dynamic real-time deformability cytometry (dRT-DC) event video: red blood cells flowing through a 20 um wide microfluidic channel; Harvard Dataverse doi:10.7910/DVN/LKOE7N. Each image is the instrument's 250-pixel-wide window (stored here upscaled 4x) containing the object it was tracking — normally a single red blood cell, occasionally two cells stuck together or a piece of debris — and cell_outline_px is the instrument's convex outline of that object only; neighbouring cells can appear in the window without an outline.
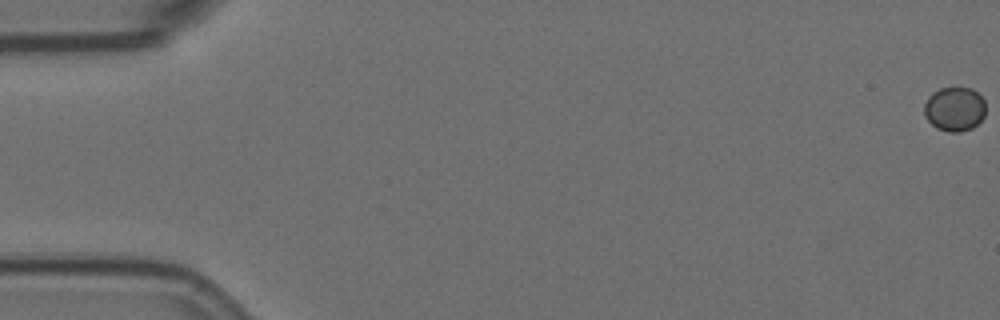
{"species": "Egyptian fruit bat (a non-hibernating species)", "species_latin": "Rousettus aegyptiacus", "temperature_condition": "room temperature", "stored_images_in_passage": 58, "camera_frame_rate_fps": 3000, "um_per_image_px": 0.085, "animal": {"sex": "female"}, "frame": {"image": 1, "passage_image": 1, "time_ms": 0.0, "image_size_px": [1000, 320], "cell_outline_px": [[984, 116], [972, 128], [960, 132], [948, 132], [936, 128], [924, 116], [924, 104], [928, 96], [932, 92], [940, 88], [956, 84], [972, 88], [984, 100]], "centroid_in_image_um": [81.11, 9.21], "position_along_channel_um": 3.9, "area_um2": 16.3}}
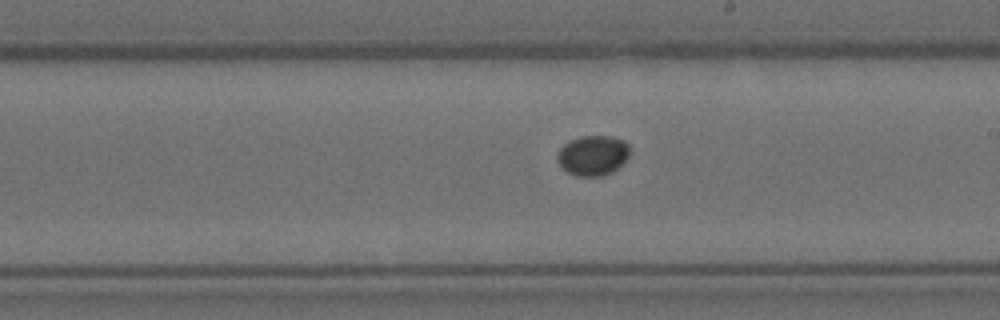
{"frame": {"image": 2, "passage_image": 34, "time_ms": 11.0, "image_size_px": [1000, 320], "cell_outline_px": [[632, 152], [612, 172], [600, 176], [576, 176], [568, 172], [556, 160], [556, 156], [560, 148], [564, 144], [580, 136], [612, 136], [624, 140], [628, 144]], "centroid_in_image_um": [50.4, 13.19], "position_along_channel_um": 238.6, "area_um2": 16.88}}
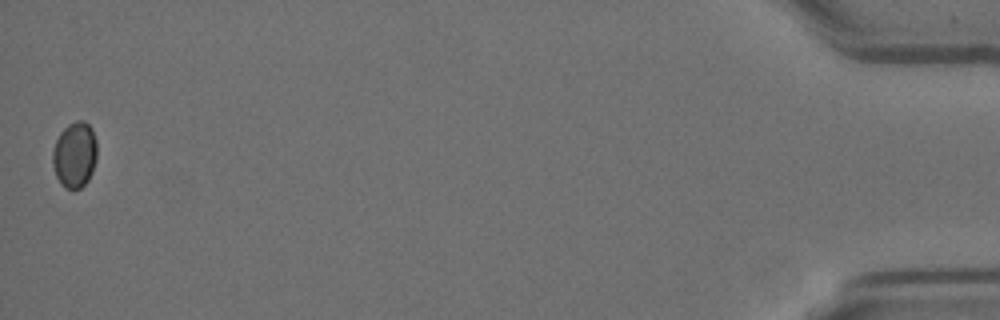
{"frame": {"image": 3, "passage_image": 58, "time_ms": 19.0, "image_size_px": [1000, 320], "cell_outline_px": [[96, 160], [92, 172], [88, 180], [80, 188], [64, 188], [60, 184], [56, 176], [52, 164], [52, 152], [56, 140], [60, 132], [68, 124], [76, 120], [84, 120], [92, 128], [96, 140]], "centroid_in_image_um": [6.34, 13.14], "position_along_channel_um": 428.9, "area_um2": 17.17}}